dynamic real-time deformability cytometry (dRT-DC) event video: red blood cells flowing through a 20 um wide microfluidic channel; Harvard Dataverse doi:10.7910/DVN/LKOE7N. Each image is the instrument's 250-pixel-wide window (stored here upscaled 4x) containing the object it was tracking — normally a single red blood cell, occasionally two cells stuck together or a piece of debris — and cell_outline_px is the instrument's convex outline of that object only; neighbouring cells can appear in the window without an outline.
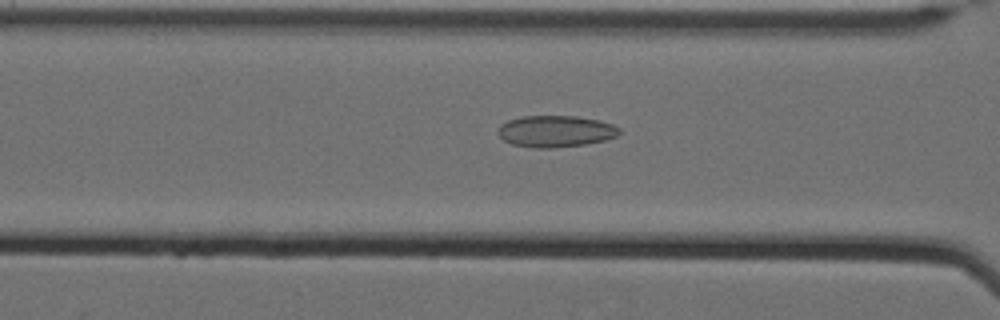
{"species": "Egyptian fruit bat (a non-hibernating species)", "species_latin": "Rousettus aegyptiacus", "temperature_condition": "cold", "stored_images_in_passage": 61, "camera_frame_rate_fps": 3000, "um_per_image_px": 0.085, "animal": {"sex": "female"}, "frame": {"image": 1, "passage_image": 29, "time_ms": 9.333, "image_size_px": [1000, 320], "cell_outline_px": [[620, 132], [616, 136], [604, 140], [584, 144], [556, 148], [536, 148], [512, 144], [504, 140], [496, 132], [500, 124], [508, 120], [524, 116], [576, 116], [600, 120], [612, 124], [620, 128]], "centroid_in_image_um": [47.21, 11.15], "position_along_channel_um": 119.4, "area_um2": 22.37}}
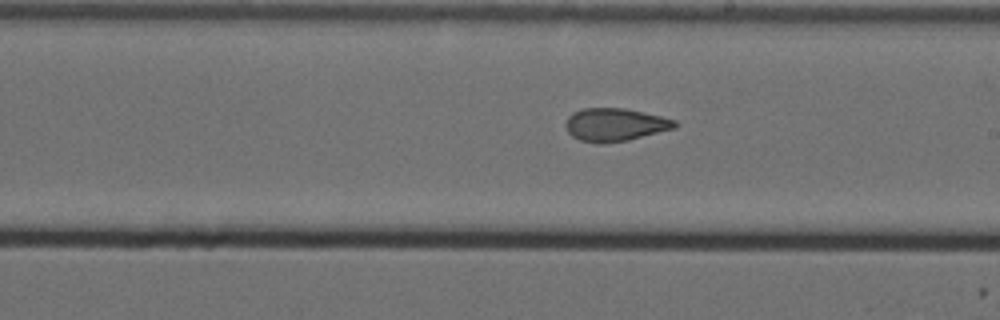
{"frame": {"image": 2, "passage_image": 39, "time_ms": 12.667, "image_size_px": [1000, 320], "cell_outline_px": [[676, 128], [628, 140], [600, 144], [580, 140], [572, 136], [568, 132], [564, 124], [568, 116], [572, 112], [584, 108], [624, 108], [660, 116], [676, 120]], "centroid_in_image_um": [52.24, 10.6], "position_along_channel_um": 236.8, "area_um2": 20.98}}
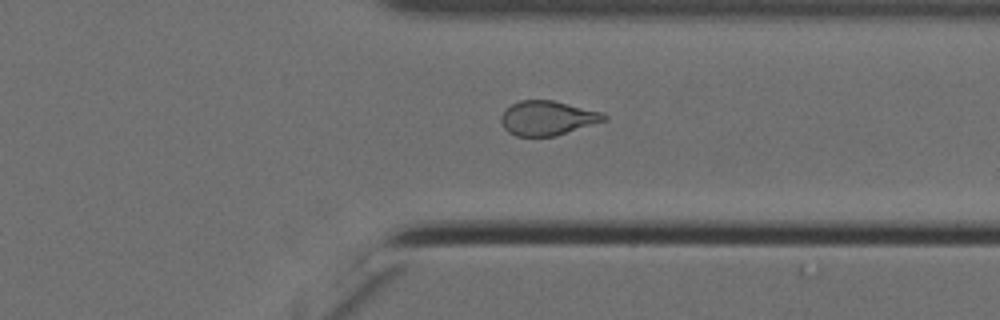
{"frame": {"image": 3, "passage_image": 50, "time_ms": 16.333, "image_size_px": [1000, 320], "cell_outline_px": [[608, 120], [556, 136], [516, 136], [508, 132], [504, 128], [500, 120], [500, 116], [512, 104], [520, 100], [552, 100], [604, 112], [608, 116]], "centroid_in_image_um": [46.57, 10.04], "position_along_channel_um": 364.8, "area_um2": 20.81}, "authors_computed_cell_mechanics": {"area_um2": 22.3686, "velocity_mm_per_s": 3.5074, "shape_relaxation_time_tau1_ms": null, "shape_relaxation_time_tau2_ms": 2.8046, "deformation_change_tau1": null, "deformation_change_tau2": 0.0959}}